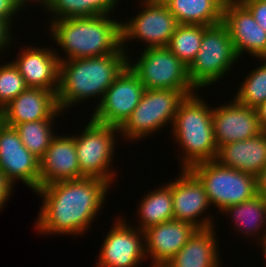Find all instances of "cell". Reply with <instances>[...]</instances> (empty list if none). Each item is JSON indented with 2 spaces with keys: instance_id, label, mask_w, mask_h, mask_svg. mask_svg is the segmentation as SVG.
Wrapping results in <instances>:
<instances>
[{
  "instance_id": "34",
  "label": "cell",
  "mask_w": 266,
  "mask_h": 267,
  "mask_svg": "<svg viewBox=\"0 0 266 267\" xmlns=\"http://www.w3.org/2000/svg\"><path fill=\"white\" fill-rule=\"evenodd\" d=\"M10 28L11 26L8 23L0 21V54L5 50V47L7 48L11 44V39L13 40Z\"/></svg>"
},
{
  "instance_id": "23",
  "label": "cell",
  "mask_w": 266,
  "mask_h": 267,
  "mask_svg": "<svg viewBox=\"0 0 266 267\" xmlns=\"http://www.w3.org/2000/svg\"><path fill=\"white\" fill-rule=\"evenodd\" d=\"M166 6L178 24L210 27L223 22L224 4L220 0H171Z\"/></svg>"
},
{
  "instance_id": "33",
  "label": "cell",
  "mask_w": 266,
  "mask_h": 267,
  "mask_svg": "<svg viewBox=\"0 0 266 267\" xmlns=\"http://www.w3.org/2000/svg\"><path fill=\"white\" fill-rule=\"evenodd\" d=\"M14 186L7 180L4 173L0 170V211L5 206L8 198L12 194Z\"/></svg>"
},
{
  "instance_id": "16",
  "label": "cell",
  "mask_w": 266,
  "mask_h": 267,
  "mask_svg": "<svg viewBox=\"0 0 266 267\" xmlns=\"http://www.w3.org/2000/svg\"><path fill=\"white\" fill-rule=\"evenodd\" d=\"M222 23L229 31L239 58L245 51L257 59L266 58V32L242 3L224 5Z\"/></svg>"
},
{
  "instance_id": "11",
  "label": "cell",
  "mask_w": 266,
  "mask_h": 267,
  "mask_svg": "<svg viewBox=\"0 0 266 267\" xmlns=\"http://www.w3.org/2000/svg\"><path fill=\"white\" fill-rule=\"evenodd\" d=\"M139 14L131 20L121 22L122 49L126 52L125 42L131 39L143 41L145 48L167 47L175 33L178 22L166 5L142 3Z\"/></svg>"
},
{
  "instance_id": "3",
  "label": "cell",
  "mask_w": 266,
  "mask_h": 267,
  "mask_svg": "<svg viewBox=\"0 0 266 267\" xmlns=\"http://www.w3.org/2000/svg\"><path fill=\"white\" fill-rule=\"evenodd\" d=\"M49 22L50 34L67 56L57 54L59 61L100 57L117 53L122 48L121 22L110 19V15L55 19Z\"/></svg>"
},
{
  "instance_id": "29",
  "label": "cell",
  "mask_w": 266,
  "mask_h": 267,
  "mask_svg": "<svg viewBox=\"0 0 266 267\" xmlns=\"http://www.w3.org/2000/svg\"><path fill=\"white\" fill-rule=\"evenodd\" d=\"M259 60L262 65L247 74L233 97L237 103L255 109L266 102V58Z\"/></svg>"
},
{
  "instance_id": "6",
  "label": "cell",
  "mask_w": 266,
  "mask_h": 267,
  "mask_svg": "<svg viewBox=\"0 0 266 267\" xmlns=\"http://www.w3.org/2000/svg\"><path fill=\"white\" fill-rule=\"evenodd\" d=\"M203 184L212 206L223 211L257 195V177L217 161L198 163L189 169Z\"/></svg>"
},
{
  "instance_id": "35",
  "label": "cell",
  "mask_w": 266,
  "mask_h": 267,
  "mask_svg": "<svg viewBox=\"0 0 266 267\" xmlns=\"http://www.w3.org/2000/svg\"><path fill=\"white\" fill-rule=\"evenodd\" d=\"M257 194L266 199V165L257 176Z\"/></svg>"
},
{
  "instance_id": "8",
  "label": "cell",
  "mask_w": 266,
  "mask_h": 267,
  "mask_svg": "<svg viewBox=\"0 0 266 267\" xmlns=\"http://www.w3.org/2000/svg\"><path fill=\"white\" fill-rule=\"evenodd\" d=\"M130 58L127 65L145 89L181 90L187 96L196 93L188 77V67L167 47L144 48L135 63Z\"/></svg>"
},
{
  "instance_id": "26",
  "label": "cell",
  "mask_w": 266,
  "mask_h": 267,
  "mask_svg": "<svg viewBox=\"0 0 266 267\" xmlns=\"http://www.w3.org/2000/svg\"><path fill=\"white\" fill-rule=\"evenodd\" d=\"M119 0H43L42 6L52 19L110 15Z\"/></svg>"
},
{
  "instance_id": "13",
  "label": "cell",
  "mask_w": 266,
  "mask_h": 267,
  "mask_svg": "<svg viewBox=\"0 0 266 267\" xmlns=\"http://www.w3.org/2000/svg\"><path fill=\"white\" fill-rule=\"evenodd\" d=\"M123 219H116L113 228L107 232L97 267H137L145 260L144 232L130 227Z\"/></svg>"
},
{
  "instance_id": "5",
  "label": "cell",
  "mask_w": 266,
  "mask_h": 267,
  "mask_svg": "<svg viewBox=\"0 0 266 267\" xmlns=\"http://www.w3.org/2000/svg\"><path fill=\"white\" fill-rule=\"evenodd\" d=\"M238 59L229 31L223 23L210 27L203 25L200 50L188 67L191 84L195 89L216 84L229 73Z\"/></svg>"
},
{
  "instance_id": "4",
  "label": "cell",
  "mask_w": 266,
  "mask_h": 267,
  "mask_svg": "<svg viewBox=\"0 0 266 267\" xmlns=\"http://www.w3.org/2000/svg\"><path fill=\"white\" fill-rule=\"evenodd\" d=\"M198 94L186 96L180 103L172 126L173 137L183 150L181 170L215 160L218 147L214 139L212 107ZM184 154V155H183Z\"/></svg>"
},
{
  "instance_id": "30",
  "label": "cell",
  "mask_w": 266,
  "mask_h": 267,
  "mask_svg": "<svg viewBox=\"0 0 266 267\" xmlns=\"http://www.w3.org/2000/svg\"><path fill=\"white\" fill-rule=\"evenodd\" d=\"M28 86L13 62L0 65V111Z\"/></svg>"
},
{
  "instance_id": "22",
  "label": "cell",
  "mask_w": 266,
  "mask_h": 267,
  "mask_svg": "<svg viewBox=\"0 0 266 267\" xmlns=\"http://www.w3.org/2000/svg\"><path fill=\"white\" fill-rule=\"evenodd\" d=\"M214 227L197 229L163 267H220Z\"/></svg>"
},
{
  "instance_id": "38",
  "label": "cell",
  "mask_w": 266,
  "mask_h": 267,
  "mask_svg": "<svg viewBox=\"0 0 266 267\" xmlns=\"http://www.w3.org/2000/svg\"><path fill=\"white\" fill-rule=\"evenodd\" d=\"M262 245V249H263V254H264V259L266 260V231L263 233V236L261 238V240L259 241ZM266 262V261H265Z\"/></svg>"
},
{
  "instance_id": "24",
  "label": "cell",
  "mask_w": 266,
  "mask_h": 267,
  "mask_svg": "<svg viewBox=\"0 0 266 267\" xmlns=\"http://www.w3.org/2000/svg\"><path fill=\"white\" fill-rule=\"evenodd\" d=\"M222 213L233 216L232 220L234 219L236 229L239 230L238 232L243 230L241 234H246L245 237L247 235L257 237L259 233L257 239L261 236V240L266 231V227H264L266 226V199L259 194L245 202L227 207ZM261 229H263L262 234Z\"/></svg>"
},
{
  "instance_id": "19",
  "label": "cell",
  "mask_w": 266,
  "mask_h": 267,
  "mask_svg": "<svg viewBox=\"0 0 266 267\" xmlns=\"http://www.w3.org/2000/svg\"><path fill=\"white\" fill-rule=\"evenodd\" d=\"M57 51L40 47H27L21 49L14 65L24 78L28 88L47 89L58 91L60 61Z\"/></svg>"
},
{
  "instance_id": "40",
  "label": "cell",
  "mask_w": 266,
  "mask_h": 267,
  "mask_svg": "<svg viewBox=\"0 0 266 267\" xmlns=\"http://www.w3.org/2000/svg\"><path fill=\"white\" fill-rule=\"evenodd\" d=\"M17 1H19V3L20 4H22L23 6L26 4V2H28L29 3V0H17ZM30 1H33V2H36V3H38L39 5L41 4L42 5V3H43V0H30Z\"/></svg>"
},
{
  "instance_id": "18",
  "label": "cell",
  "mask_w": 266,
  "mask_h": 267,
  "mask_svg": "<svg viewBox=\"0 0 266 267\" xmlns=\"http://www.w3.org/2000/svg\"><path fill=\"white\" fill-rule=\"evenodd\" d=\"M197 229L189 222L175 219L145 229V252L146 257L152 258V267H163Z\"/></svg>"
},
{
  "instance_id": "31",
  "label": "cell",
  "mask_w": 266,
  "mask_h": 267,
  "mask_svg": "<svg viewBox=\"0 0 266 267\" xmlns=\"http://www.w3.org/2000/svg\"><path fill=\"white\" fill-rule=\"evenodd\" d=\"M242 4L253 15L258 25L266 32V0H245Z\"/></svg>"
},
{
  "instance_id": "21",
  "label": "cell",
  "mask_w": 266,
  "mask_h": 267,
  "mask_svg": "<svg viewBox=\"0 0 266 267\" xmlns=\"http://www.w3.org/2000/svg\"><path fill=\"white\" fill-rule=\"evenodd\" d=\"M215 161L257 177L266 165V131L219 147Z\"/></svg>"
},
{
  "instance_id": "2",
  "label": "cell",
  "mask_w": 266,
  "mask_h": 267,
  "mask_svg": "<svg viewBox=\"0 0 266 267\" xmlns=\"http://www.w3.org/2000/svg\"><path fill=\"white\" fill-rule=\"evenodd\" d=\"M122 48L117 53L100 57L60 61L57 103L59 109L89 98L101 96L127 66L129 54Z\"/></svg>"
},
{
  "instance_id": "28",
  "label": "cell",
  "mask_w": 266,
  "mask_h": 267,
  "mask_svg": "<svg viewBox=\"0 0 266 267\" xmlns=\"http://www.w3.org/2000/svg\"><path fill=\"white\" fill-rule=\"evenodd\" d=\"M55 119H44L35 122H25L14 128L19 133L23 145L40 159L56 136L52 129Z\"/></svg>"
},
{
  "instance_id": "15",
  "label": "cell",
  "mask_w": 266,
  "mask_h": 267,
  "mask_svg": "<svg viewBox=\"0 0 266 267\" xmlns=\"http://www.w3.org/2000/svg\"><path fill=\"white\" fill-rule=\"evenodd\" d=\"M212 123L214 139L219 148L225 144L253 138L263 132L257 110L233 102L213 107Z\"/></svg>"
},
{
  "instance_id": "36",
  "label": "cell",
  "mask_w": 266,
  "mask_h": 267,
  "mask_svg": "<svg viewBox=\"0 0 266 267\" xmlns=\"http://www.w3.org/2000/svg\"><path fill=\"white\" fill-rule=\"evenodd\" d=\"M256 110L260 126L263 131H266V102H263Z\"/></svg>"
},
{
  "instance_id": "12",
  "label": "cell",
  "mask_w": 266,
  "mask_h": 267,
  "mask_svg": "<svg viewBox=\"0 0 266 267\" xmlns=\"http://www.w3.org/2000/svg\"><path fill=\"white\" fill-rule=\"evenodd\" d=\"M0 170L13 186L19 180L34 193L40 187L39 159L23 145L17 130L1 118Z\"/></svg>"
},
{
  "instance_id": "7",
  "label": "cell",
  "mask_w": 266,
  "mask_h": 267,
  "mask_svg": "<svg viewBox=\"0 0 266 267\" xmlns=\"http://www.w3.org/2000/svg\"><path fill=\"white\" fill-rule=\"evenodd\" d=\"M186 96L181 90L145 89L139 104L119 128V133L126 140H140L167 123L173 124L178 107Z\"/></svg>"
},
{
  "instance_id": "39",
  "label": "cell",
  "mask_w": 266,
  "mask_h": 267,
  "mask_svg": "<svg viewBox=\"0 0 266 267\" xmlns=\"http://www.w3.org/2000/svg\"><path fill=\"white\" fill-rule=\"evenodd\" d=\"M224 5L226 4H240L243 3L245 0H220Z\"/></svg>"
},
{
  "instance_id": "9",
  "label": "cell",
  "mask_w": 266,
  "mask_h": 267,
  "mask_svg": "<svg viewBox=\"0 0 266 267\" xmlns=\"http://www.w3.org/2000/svg\"><path fill=\"white\" fill-rule=\"evenodd\" d=\"M84 128L82 133L74 135L81 178L95 177L112 185L116 174L110 166L119 129L91 118Z\"/></svg>"
},
{
  "instance_id": "17",
  "label": "cell",
  "mask_w": 266,
  "mask_h": 267,
  "mask_svg": "<svg viewBox=\"0 0 266 267\" xmlns=\"http://www.w3.org/2000/svg\"><path fill=\"white\" fill-rule=\"evenodd\" d=\"M62 111L57 103V91L27 88L1 111V121L11 127L25 122L54 119Z\"/></svg>"
},
{
  "instance_id": "20",
  "label": "cell",
  "mask_w": 266,
  "mask_h": 267,
  "mask_svg": "<svg viewBox=\"0 0 266 267\" xmlns=\"http://www.w3.org/2000/svg\"><path fill=\"white\" fill-rule=\"evenodd\" d=\"M40 187L81 178L74 135L55 136L39 159Z\"/></svg>"
},
{
  "instance_id": "27",
  "label": "cell",
  "mask_w": 266,
  "mask_h": 267,
  "mask_svg": "<svg viewBox=\"0 0 266 267\" xmlns=\"http://www.w3.org/2000/svg\"><path fill=\"white\" fill-rule=\"evenodd\" d=\"M203 37V25L178 24L167 48L187 67L196 58Z\"/></svg>"
},
{
  "instance_id": "1",
  "label": "cell",
  "mask_w": 266,
  "mask_h": 267,
  "mask_svg": "<svg viewBox=\"0 0 266 267\" xmlns=\"http://www.w3.org/2000/svg\"><path fill=\"white\" fill-rule=\"evenodd\" d=\"M109 186L102 179L83 177L39 187L35 192L43 200L35 224L37 232L84 234L103 207Z\"/></svg>"
},
{
  "instance_id": "14",
  "label": "cell",
  "mask_w": 266,
  "mask_h": 267,
  "mask_svg": "<svg viewBox=\"0 0 266 267\" xmlns=\"http://www.w3.org/2000/svg\"><path fill=\"white\" fill-rule=\"evenodd\" d=\"M172 195L175 220L189 222L198 229L215 226L211 215H205L202 219L199 217L211 203L203 184L189 169H182L178 179L172 181Z\"/></svg>"
},
{
  "instance_id": "10",
  "label": "cell",
  "mask_w": 266,
  "mask_h": 267,
  "mask_svg": "<svg viewBox=\"0 0 266 267\" xmlns=\"http://www.w3.org/2000/svg\"><path fill=\"white\" fill-rule=\"evenodd\" d=\"M145 87L127 65L98 102L91 119L118 129L139 104Z\"/></svg>"
},
{
  "instance_id": "25",
  "label": "cell",
  "mask_w": 266,
  "mask_h": 267,
  "mask_svg": "<svg viewBox=\"0 0 266 267\" xmlns=\"http://www.w3.org/2000/svg\"><path fill=\"white\" fill-rule=\"evenodd\" d=\"M138 214L141 231L150 226L173 220L172 182L163 187L149 191L139 203Z\"/></svg>"
},
{
  "instance_id": "37",
  "label": "cell",
  "mask_w": 266,
  "mask_h": 267,
  "mask_svg": "<svg viewBox=\"0 0 266 267\" xmlns=\"http://www.w3.org/2000/svg\"><path fill=\"white\" fill-rule=\"evenodd\" d=\"M141 1L149 5H167L171 0H141Z\"/></svg>"
},
{
  "instance_id": "32",
  "label": "cell",
  "mask_w": 266,
  "mask_h": 267,
  "mask_svg": "<svg viewBox=\"0 0 266 267\" xmlns=\"http://www.w3.org/2000/svg\"><path fill=\"white\" fill-rule=\"evenodd\" d=\"M22 7L24 8L17 0H0V21H4L11 26V21L15 18L14 15H17Z\"/></svg>"
}]
</instances>
